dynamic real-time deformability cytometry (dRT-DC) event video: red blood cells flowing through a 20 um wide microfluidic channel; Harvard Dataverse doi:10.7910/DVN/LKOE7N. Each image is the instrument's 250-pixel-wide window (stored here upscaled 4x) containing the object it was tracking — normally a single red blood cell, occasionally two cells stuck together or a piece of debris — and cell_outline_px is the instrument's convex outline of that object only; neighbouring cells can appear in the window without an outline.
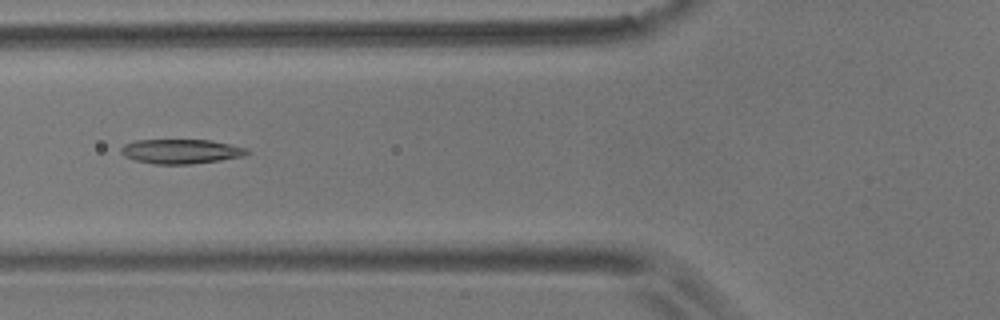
{"species": "common noctule bat (a hibernating species)", "species_latin": "Nyctalus noctula", "temperature_condition": "room temperature", "stored_images_in_passage": 10, "camera_frame_rate_fps": 3000, "um_per_image_px": 0.085, "animal": {"sex": "male", "body_mass_g": 17.9}, "frame": {"image": 1, "passage_image": 6, "time_ms": 1.667, "image_size_px": [1000, 320], "cell_outline_px": [[252, 152], [244, 156], [220, 160], [192, 164], [152, 164], [136, 160], [124, 156], [120, 152], [120, 148], [124, 144], [136, 140], [212, 140], [248, 148]], "centroid_in_image_um": [15.41, 12.87], "position_along_channel_um": 110.4, "area_um2": 18.15}}
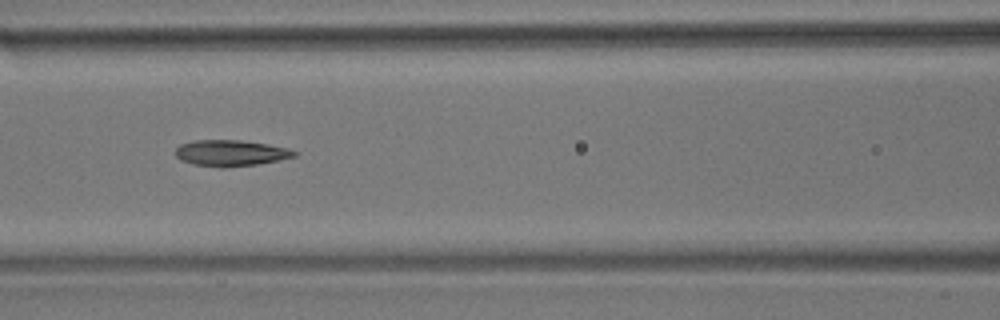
{"frame": {"image": 2, "passage_image": 7, "time_ms": 2.0, "image_size_px": [1000, 320], "cell_outline_px": [[300, 152], [296, 156], [256, 164], [220, 168], [192, 164], [180, 160], [176, 156], [176, 148], [180, 144], [192, 140], [240, 140], [268, 144], [288, 148]], "centroid_in_image_um": [19.59, 13.0], "position_along_channel_um": 147.0, "area_um2": 18.15}}